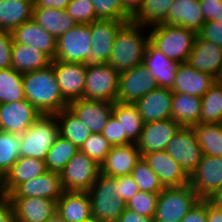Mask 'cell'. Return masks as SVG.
Returning <instances> with one entry per match:
<instances>
[{
  "instance_id": "obj_28",
  "label": "cell",
  "mask_w": 222,
  "mask_h": 222,
  "mask_svg": "<svg viewBox=\"0 0 222 222\" xmlns=\"http://www.w3.org/2000/svg\"><path fill=\"white\" fill-rule=\"evenodd\" d=\"M57 213L66 222H83L92 217L88 192L64 191L57 200Z\"/></svg>"
},
{
  "instance_id": "obj_39",
  "label": "cell",
  "mask_w": 222,
  "mask_h": 222,
  "mask_svg": "<svg viewBox=\"0 0 222 222\" xmlns=\"http://www.w3.org/2000/svg\"><path fill=\"white\" fill-rule=\"evenodd\" d=\"M79 149L69 140L59 135L49 149L45 164L47 171L59 173Z\"/></svg>"
},
{
  "instance_id": "obj_20",
  "label": "cell",
  "mask_w": 222,
  "mask_h": 222,
  "mask_svg": "<svg viewBox=\"0 0 222 222\" xmlns=\"http://www.w3.org/2000/svg\"><path fill=\"white\" fill-rule=\"evenodd\" d=\"M63 192L60 174L46 171L32 180L19 184L7 197H40L57 201Z\"/></svg>"
},
{
  "instance_id": "obj_17",
  "label": "cell",
  "mask_w": 222,
  "mask_h": 222,
  "mask_svg": "<svg viewBox=\"0 0 222 222\" xmlns=\"http://www.w3.org/2000/svg\"><path fill=\"white\" fill-rule=\"evenodd\" d=\"M142 158L158 176L164 188L189 184V175L165 150L146 153Z\"/></svg>"
},
{
  "instance_id": "obj_12",
  "label": "cell",
  "mask_w": 222,
  "mask_h": 222,
  "mask_svg": "<svg viewBox=\"0 0 222 222\" xmlns=\"http://www.w3.org/2000/svg\"><path fill=\"white\" fill-rule=\"evenodd\" d=\"M125 21L98 19L88 24L91 29V53L87 65L108 63L114 40Z\"/></svg>"
},
{
  "instance_id": "obj_46",
  "label": "cell",
  "mask_w": 222,
  "mask_h": 222,
  "mask_svg": "<svg viewBox=\"0 0 222 222\" xmlns=\"http://www.w3.org/2000/svg\"><path fill=\"white\" fill-rule=\"evenodd\" d=\"M65 10L77 24H91L98 20L91 0H70Z\"/></svg>"
},
{
  "instance_id": "obj_38",
  "label": "cell",
  "mask_w": 222,
  "mask_h": 222,
  "mask_svg": "<svg viewBox=\"0 0 222 222\" xmlns=\"http://www.w3.org/2000/svg\"><path fill=\"white\" fill-rule=\"evenodd\" d=\"M24 99L23 74L12 67L0 69V104Z\"/></svg>"
},
{
  "instance_id": "obj_31",
  "label": "cell",
  "mask_w": 222,
  "mask_h": 222,
  "mask_svg": "<svg viewBox=\"0 0 222 222\" xmlns=\"http://www.w3.org/2000/svg\"><path fill=\"white\" fill-rule=\"evenodd\" d=\"M34 0H0V31L12 32L32 18Z\"/></svg>"
},
{
  "instance_id": "obj_25",
  "label": "cell",
  "mask_w": 222,
  "mask_h": 222,
  "mask_svg": "<svg viewBox=\"0 0 222 222\" xmlns=\"http://www.w3.org/2000/svg\"><path fill=\"white\" fill-rule=\"evenodd\" d=\"M11 33L13 43L29 45L39 49L52 61L55 59L57 39L46 32L32 18L15 28Z\"/></svg>"
},
{
  "instance_id": "obj_57",
  "label": "cell",
  "mask_w": 222,
  "mask_h": 222,
  "mask_svg": "<svg viewBox=\"0 0 222 222\" xmlns=\"http://www.w3.org/2000/svg\"><path fill=\"white\" fill-rule=\"evenodd\" d=\"M125 10L133 17L142 6L144 0H121Z\"/></svg>"
},
{
  "instance_id": "obj_3",
  "label": "cell",
  "mask_w": 222,
  "mask_h": 222,
  "mask_svg": "<svg viewBox=\"0 0 222 222\" xmlns=\"http://www.w3.org/2000/svg\"><path fill=\"white\" fill-rule=\"evenodd\" d=\"M149 41L165 56L187 62L197 34L184 27L158 24L148 28Z\"/></svg>"
},
{
  "instance_id": "obj_7",
  "label": "cell",
  "mask_w": 222,
  "mask_h": 222,
  "mask_svg": "<svg viewBox=\"0 0 222 222\" xmlns=\"http://www.w3.org/2000/svg\"><path fill=\"white\" fill-rule=\"evenodd\" d=\"M119 72L107 63L87 65L83 98L116 102Z\"/></svg>"
},
{
  "instance_id": "obj_51",
  "label": "cell",
  "mask_w": 222,
  "mask_h": 222,
  "mask_svg": "<svg viewBox=\"0 0 222 222\" xmlns=\"http://www.w3.org/2000/svg\"><path fill=\"white\" fill-rule=\"evenodd\" d=\"M101 134L112 146L122 145V127L113 115L110 116Z\"/></svg>"
},
{
  "instance_id": "obj_52",
  "label": "cell",
  "mask_w": 222,
  "mask_h": 222,
  "mask_svg": "<svg viewBox=\"0 0 222 222\" xmlns=\"http://www.w3.org/2000/svg\"><path fill=\"white\" fill-rule=\"evenodd\" d=\"M181 222H207L206 199H200L185 215Z\"/></svg>"
},
{
  "instance_id": "obj_32",
  "label": "cell",
  "mask_w": 222,
  "mask_h": 222,
  "mask_svg": "<svg viewBox=\"0 0 222 222\" xmlns=\"http://www.w3.org/2000/svg\"><path fill=\"white\" fill-rule=\"evenodd\" d=\"M32 19L56 39L77 25L66 10L54 8H33Z\"/></svg>"
},
{
  "instance_id": "obj_59",
  "label": "cell",
  "mask_w": 222,
  "mask_h": 222,
  "mask_svg": "<svg viewBox=\"0 0 222 222\" xmlns=\"http://www.w3.org/2000/svg\"><path fill=\"white\" fill-rule=\"evenodd\" d=\"M7 198L4 190V177L0 174V200Z\"/></svg>"
},
{
  "instance_id": "obj_61",
  "label": "cell",
  "mask_w": 222,
  "mask_h": 222,
  "mask_svg": "<svg viewBox=\"0 0 222 222\" xmlns=\"http://www.w3.org/2000/svg\"><path fill=\"white\" fill-rule=\"evenodd\" d=\"M83 222H101V221L97 220L96 218L91 217L90 219Z\"/></svg>"
},
{
  "instance_id": "obj_5",
  "label": "cell",
  "mask_w": 222,
  "mask_h": 222,
  "mask_svg": "<svg viewBox=\"0 0 222 222\" xmlns=\"http://www.w3.org/2000/svg\"><path fill=\"white\" fill-rule=\"evenodd\" d=\"M200 200L190 184L165 187L158 196L154 222H181Z\"/></svg>"
},
{
  "instance_id": "obj_23",
  "label": "cell",
  "mask_w": 222,
  "mask_h": 222,
  "mask_svg": "<svg viewBox=\"0 0 222 222\" xmlns=\"http://www.w3.org/2000/svg\"><path fill=\"white\" fill-rule=\"evenodd\" d=\"M187 62L196 70L207 73L217 80L222 69V48L197 34Z\"/></svg>"
},
{
  "instance_id": "obj_22",
  "label": "cell",
  "mask_w": 222,
  "mask_h": 222,
  "mask_svg": "<svg viewBox=\"0 0 222 222\" xmlns=\"http://www.w3.org/2000/svg\"><path fill=\"white\" fill-rule=\"evenodd\" d=\"M140 159V151L135 143L112 146L100 164V173L111 177L129 175Z\"/></svg>"
},
{
  "instance_id": "obj_29",
  "label": "cell",
  "mask_w": 222,
  "mask_h": 222,
  "mask_svg": "<svg viewBox=\"0 0 222 222\" xmlns=\"http://www.w3.org/2000/svg\"><path fill=\"white\" fill-rule=\"evenodd\" d=\"M47 171L45 161L39 158L20 156L4 176L6 197L21 183L32 180Z\"/></svg>"
},
{
  "instance_id": "obj_56",
  "label": "cell",
  "mask_w": 222,
  "mask_h": 222,
  "mask_svg": "<svg viewBox=\"0 0 222 222\" xmlns=\"http://www.w3.org/2000/svg\"><path fill=\"white\" fill-rule=\"evenodd\" d=\"M206 219L207 222H222V208L215 206L206 199Z\"/></svg>"
},
{
  "instance_id": "obj_47",
  "label": "cell",
  "mask_w": 222,
  "mask_h": 222,
  "mask_svg": "<svg viewBox=\"0 0 222 222\" xmlns=\"http://www.w3.org/2000/svg\"><path fill=\"white\" fill-rule=\"evenodd\" d=\"M12 46V33L9 31H0V69L11 67Z\"/></svg>"
},
{
  "instance_id": "obj_49",
  "label": "cell",
  "mask_w": 222,
  "mask_h": 222,
  "mask_svg": "<svg viewBox=\"0 0 222 222\" xmlns=\"http://www.w3.org/2000/svg\"><path fill=\"white\" fill-rule=\"evenodd\" d=\"M198 35L222 48V21H206Z\"/></svg>"
},
{
  "instance_id": "obj_58",
  "label": "cell",
  "mask_w": 222,
  "mask_h": 222,
  "mask_svg": "<svg viewBox=\"0 0 222 222\" xmlns=\"http://www.w3.org/2000/svg\"><path fill=\"white\" fill-rule=\"evenodd\" d=\"M215 206L222 208V187L208 198Z\"/></svg>"
},
{
  "instance_id": "obj_6",
  "label": "cell",
  "mask_w": 222,
  "mask_h": 222,
  "mask_svg": "<svg viewBox=\"0 0 222 222\" xmlns=\"http://www.w3.org/2000/svg\"><path fill=\"white\" fill-rule=\"evenodd\" d=\"M59 136V124L55 115H41L24 133L20 134L21 156L45 160Z\"/></svg>"
},
{
  "instance_id": "obj_13",
  "label": "cell",
  "mask_w": 222,
  "mask_h": 222,
  "mask_svg": "<svg viewBox=\"0 0 222 222\" xmlns=\"http://www.w3.org/2000/svg\"><path fill=\"white\" fill-rule=\"evenodd\" d=\"M51 65L63 98L68 103L83 98L87 64L53 60Z\"/></svg>"
},
{
  "instance_id": "obj_50",
  "label": "cell",
  "mask_w": 222,
  "mask_h": 222,
  "mask_svg": "<svg viewBox=\"0 0 222 222\" xmlns=\"http://www.w3.org/2000/svg\"><path fill=\"white\" fill-rule=\"evenodd\" d=\"M206 21H222V0H199Z\"/></svg>"
},
{
  "instance_id": "obj_4",
  "label": "cell",
  "mask_w": 222,
  "mask_h": 222,
  "mask_svg": "<svg viewBox=\"0 0 222 222\" xmlns=\"http://www.w3.org/2000/svg\"><path fill=\"white\" fill-rule=\"evenodd\" d=\"M87 192L91 202L92 217L101 222H117L126 208V203L118 195L116 177L99 173Z\"/></svg>"
},
{
  "instance_id": "obj_54",
  "label": "cell",
  "mask_w": 222,
  "mask_h": 222,
  "mask_svg": "<svg viewBox=\"0 0 222 222\" xmlns=\"http://www.w3.org/2000/svg\"><path fill=\"white\" fill-rule=\"evenodd\" d=\"M70 0H34L33 8H54L65 10Z\"/></svg>"
},
{
  "instance_id": "obj_43",
  "label": "cell",
  "mask_w": 222,
  "mask_h": 222,
  "mask_svg": "<svg viewBox=\"0 0 222 222\" xmlns=\"http://www.w3.org/2000/svg\"><path fill=\"white\" fill-rule=\"evenodd\" d=\"M97 19L131 22L132 16L121 0H91Z\"/></svg>"
},
{
  "instance_id": "obj_48",
  "label": "cell",
  "mask_w": 222,
  "mask_h": 222,
  "mask_svg": "<svg viewBox=\"0 0 222 222\" xmlns=\"http://www.w3.org/2000/svg\"><path fill=\"white\" fill-rule=\"evenodd\" d=\"M116 188L118 195L123 198V201L127 203L138 191L139 186L134 181L131 174L116 177Z\"/></svg>"
},
{
  "instance_id": "obj_2",
  "label": "cell",
  "mask_w": 222,
  "mask_h": 222,
  "mask_svg": "<svg viewBox=\"0 0 222 222\" xmlns=\"http://www.w3.org/2000/svg\"><path fill=\"white\" fill-rule=\"evenodd\" d=\"M142 29L146 32L148 27L128 22L117 32L107 64L119 73L143 64L149 32L146 34Z\"/></svg>"
},
{
  "instance_id": "obj_19",
  "label": "cell",
  "mask_w": 222,
  "mask_h": 222,
  "mask_svg": "<svg viewBox=\"0 0 222 222\" xmlns=\"http://www.w3.org/2000/svg\"><path fill=\"white\" fill-rule=\"evenodd\" d=\"M15 222H46L57 212V201L40 197H7Z\"/></svg>"
},
{
  "instance_id": "obj_42",
  "label": "cell",
  "mask_w": 222,
  "mask_h": 222,
  "mask_svg": "<svg viewBox=\"0 0 222 222\" xmlns=\"http://www.w3.org/2000/svg\"><path fill=\"white\" fill-rule=\"evenodd\" d=\"M131 175L139 186L140 191L159 194L164 189L159 181L158 176L143 160L142 157L132 169Z\"/></svg>"
},
{
  "instance_id": "obj_27",
  "label": "cell",
  "mask_w": 222,
  "mask_h": 222,
  "mask_svg": "<svg viewBox=\"0 0 222 222\" xmlns=\"http://www.w3.org/2000/svg\"><path fill=\"white\" fill-rule=\"evenodd\" d=\"M204 23L199 0H174L163 24L184 27L198 34Z\"/></svg>"
},
{
  "instance_id": "obj_30",
  "label": "cell",
  "mask_w": 222,
  "mask_h": 222,
  "mask_svg": "<svg viewBox=\"0 0 222 222\" xmlns=\"http://www.w3.org/2000/svg\"><path fill=\"white\" fill-rule=\"evenodd\" d=\"M112 115L122 127V145L137 143L144 121L135 104L114 102Z\"/></svg>"
},
{
  "instance_id": "obj_53",
  "label": "cell",
  "mask_w": 222,
  "mask_h": 222,
  "mask_svg": "<svg viewBox=\"0 0 222 222\" xmlns=\"http://www.w3.org/2000/svg\"><path fill=\"white\" fill-rule=\"evenodd\" d=\"M0 222H15L14 209L7 198L0 200Z\"/></svg>"
},
{
  "instance_id": "obj_36",
  "label": "cell",
  "mask_w": 222,
  "mask_h": 222,
  "mask_svg": "<svg viewBox=\"0 0 222 222\" xmlns=\"http://www.w3.org/2000/svg\"><path fill=\"white\" fill-rule=\"evenodd\" d=\"M192 128L202 155L222 157V129L219 123H197Z\"/></svg>"
},
{
  "instance_id": "obj_55",
  "label": "cell",
  "mask_w": 222,
  "mask_h": 222,
  "mask_svg": "<svg viewBox=\"0 0 222 222\" xmlns=\"http://www.w3.org/2000/svg\"><path fill=\"white\" fill-rule=\"evenodd\" d=\"M117 222H154V220L153 218L139 215L138 213L125 208Z\"/></svg>"
},
{
  "instance_id": "obj_44",
  "label": "cell",
  "mask_w": 222,
  "mask_h": 222,
  "mask_svg": "<svg viewBox=\"0 0 222 222\" xmlns=\"http://www.w3.org/2000/svg\"><path fill=\"white\" fill-rule=\"evenodd\" d=\"M111 148L112 145L101 133H91L79 150L100 165Z\"/></svg>"
},
{
  "instance_id": "obj_9",
  "label": "cell",
  "mask_w": 222,
  "mask_h": 222,
  "mask_svg": "<svg viewBox=\"0 0 222 222\" xmlns=\"http://www.w3.org/2000/svg\"><path fill=\"white\" fill-rule=\"evenodd\" d=\"M91 29L88 24H77L57 38L54 60L87 63L91 53Z\"/></svg>"
},
{
  "instance_id": "obj_16",
  "label": "cell",
  "mask_w": 222,
  "mask_h": 222,
  "mask_svg": "<svg viewBox=\"0 0 222 222\" xmlns=\"http://www.w3.org/2000/svg\"><path fill=\"white\" fill-rule=\"evenodd\" d=\"M180 127L181 125L172 118L144 123L140 138L136 143L141 157L146 153L165 150L168 142Z\"/></svg>"
},
{
  "instance_id": "obj_35",
  "label": "cell",
  "mask_w": 222,
  "mask_h": 222,
  "mask_svg": "<svg viewBox=\"0 0 222 222\" xmlns=\"http://www.w3.org/2000/svg\"><path fill=\"white\" fill-rule=\"evenodd\" d=\"M59 124V135L72 142L78 149L91 135L89 127L67 107L55 114Z\"/></svg>"
},
{
  "instance_id": "obj_60",
  "label": "cell",
  "mask_w": 222,
  "mask_h": 222,
  "mask_svg": "<svg viewBox=\"0 0 222 222\" xmlns=\"http://www.w3.org/2000/svg\"><path fill=\"white\" fill-rule=\"evenodd\" d=\"M46 222H66V221L56 212Z\"/></svg>"
},
{
  "instance_id": "obj_33",
  "label": "cell",
  "mask_w": 222,
  "mask_h": 222,
  "mask_svg": "<svg viewBox=\"0 0 222 222\" xmlns=\"http://www.w3.org/2000/svg\"><path fill=\"white\" fill-rule=\"evenodd\" d=\"M202 98L180 92H173L171 118L183 127L199 123Z\"/></svg>"
},
{
  "instance_id": "obj_18",
  "label": "cell",
  "mask_w": 222,
  "mask_h": 222,
  "mask_svg": "<svg viewBox=\"0 0 222 222\" xmlns=\"http://www.w3.org/2000/svg\"><path fill=\"white\" fill-rule=\"evenodd\" d=\"M113 106L112 102L84 98L68 103V108L89 127L92 133L103 131L112 115Z\"/></svg>"
},
{
  "instance_id": "obj_37",
  "label": "cell",
  "mask_w": 222,
  "mask_h": 222,
  "mask_svg": "<svg viewBox=\"0 0 222 222\" xmlns=\"http://www.w3.org/2000/svg\"><path fill=\"white\" fill-rule=\"evenodd\" d=\"M174 0H144L142 6L132 17L131 22L136 25L152 27L164 23L169 8Z\"/></svg>"
},
{
  "instance_id": "obj_21",
  "label": "cell",
  "mask_w": 222,
  "mask_h": 222,
  "mask_svg": "<svg viewBox=\"0 0 222 222\" xmlns=\"http://www.w3.org/2000/svg\"><path fill=\"white\" fill-rule=\"evenodd\" d=\"M173 92L169 88L157 87L134 104L144 121L154 122L171 118Z\"/></svg>"
},
{
  "instance_id": "obj_14",
  "label": "cell",
  "mask_w": 222,
  "mask_h": 222,
  "mask_svg": "<svg viewBox=\"0 0 222 222\" xmlns=\"http://www.w3.org/2000/svg\"><path fill=\"white\" fill-rule=\"evenodd\" d=\"M189 184L200 199H208L222 187V157L202 155L189 176Z\"/></svg>"
},
{
  "instance_id": "obj_11",
  "label": "cell",
  "mask_w": 222,
  "mask_h": 222,
  "mask_svg": "<svg viewBox=\"0 0 222 222\" xmlns=\"http://www.w3.org/2000/svg\"><path fill=\"white\" fill-rule=\"evenodd\" d=\"M157 87L156 80L143 64L134 66L119 73L116 102L134 104Z\"/></svg>"
},
{
  "instance_id": "obj_1",
  "label": "cell",
  "mask_w": 222,
  "mask_h": 222,
  "mask_svg": "<svg viewBox=\"0 0 222 222\" xmlns=\"http://www.w3.org/2000/svg\"><path fill=\"white\" fill-rule=\"evenodd\" d=\"M26 99L43 115H55L68 107L57 84L52 65L23 73Z\"/></svg>"
},
{
  "instance_id": "obj_10",
  "label": "cell",
  "mask_w": 222,
  "mask_h": 222,
  "mask_svg": "<svg viewBox=\"0 0 222 222\" xmlns=\"http://www.w3.org/2000/svg\"><path fill=\"white\" fill-rule=\"evenodd\" d=\"M165 152L180 164L189 176L202 157L201 147L192 127L181 126L168 142Z\"/></svg>"
},
{
  "instance_id": "obj_26",
  "label": "cell",
  "mask_w": 222,
  "mask_h": 222,
  "mask_svg": "<svg viewBox=\"0 0 222 222\" xmlns=\"http://www.w3.org/2000/svg\"><path fill=\"white\" fill-rule=\"evenodd\" d=\"M143 65L154 77L158 87H173L179 62L165 56L150 41L146 45Z\"/></svg>"
},
{
  "instance_id": "obj_62",
  "label": "cell",
  "mask_w": 222,
  "mask_h": 222,
  "mask_svg": "<svg viewBox=\"0 0 222 222\" xmlns=\"http://www.w3.org/2000/svg\"><path fill=\"white\" fill-rule=\"evenodd\" d=\"M216 81H218L222 84V69H221V72H220L219 76L217 77Z\"/></svg>"
},
{
  "instance_id": "obj_15",
  "label": "cell",
  "mask_w": 222,
  "mask_h": 222,
  "mask_svg": "<svg viewBox=\"0 0 222 222\" xmlns=\"http://www.w3.org/2000/svg\"><path fill=\"white\" fill-rule=\"evenodd\" d=\"M42 114L27 99L0 104V131L22 134Z\"/></svg>"
},
{
  "instance_id": "obj_40",
  "label": "cell",
  "mask_w": 222,
  "mask_h": 222,
  "mask_svg": "<svg viewBox=\"0 0 222 222\" xmlns=\"http://www.w3.org/2000/svg\"><path fill=\"white\" fill-rule=\"evenodd\" d=\"M222 121V84L216 81L202 96L199 123H220Z\"/></svg>"
},
{
  "instance_id": "obj_45",
  "label": "cell",
  "mask_w": 222,
  "mask_h": 222,
  "mask_svg": "<svg viewBox=\"0 0 222 222\" xmlns=\"http://www.w3.org/2000/svg\"><path fill=\"white\" fill-rule=\"evenodd\" d=\"M158 193L138 191L127 203L126 208L149 218H154Z\"/></svg>"
},
{
  "instance_id": "obj_24",
  "label": "cell",
  "mask_w": 222,
  "mask_h": 222,
  "mask_svg": "<svg viewBox=\"0 0 222 222\" xmlns=\"http://www.w3.org/2000/svg\"><path fill=\"white\" fill-rule=\"evenodd\" d=\"M215 82L216 79L213 76L196 70L188 62H182L177 67L171 91L202 98Z\"/></svg>"
},
{
  "instance_id": "obj_34",
  "label": "cell",
  "mask_w": 222,
  "mask_h": 222,
  "mask_svg": "<svg viewBox=\"0 0 222 222\" xmlns=\"http://www.w3.org/2000/svg\"><path fill=\"white\" fill-rule=\"evenodd\" d=\"M51 59L39 49L29 45L13 43L11 67L17 72L26 73L44 69L51 65Z\"/></svg>"
},
{
  "instance_id": "obj_41",
  "label": "cell",
  "mask_w": 222,
  "mask_h": 222,
  "mask_svg": "<svg viewBox=\"0 0 222 222\" xmlns=\"http://www.w3.org/2000/svg\"><path fill=\"white\" fill-rule=\"evenodd\" d=\"M20 156V134L0 131V174L3 177Z\"/></svg>"
},
{
  "instance_id": "obj_8",
  "label": "cell",
  "mask_w": 222,
  "mask_h": 222,
  "mask_svg": "<svg viewBox=\"0 0 222 222\" xmlns=\"http://www.w3.org/2000/svg\"><path fill=\"white\" fill-rule=\"evenodd\" d=\"M100 173V165L80 150L60 172L64 191L87 192Z\"/></svg>"
}]
</instances>
